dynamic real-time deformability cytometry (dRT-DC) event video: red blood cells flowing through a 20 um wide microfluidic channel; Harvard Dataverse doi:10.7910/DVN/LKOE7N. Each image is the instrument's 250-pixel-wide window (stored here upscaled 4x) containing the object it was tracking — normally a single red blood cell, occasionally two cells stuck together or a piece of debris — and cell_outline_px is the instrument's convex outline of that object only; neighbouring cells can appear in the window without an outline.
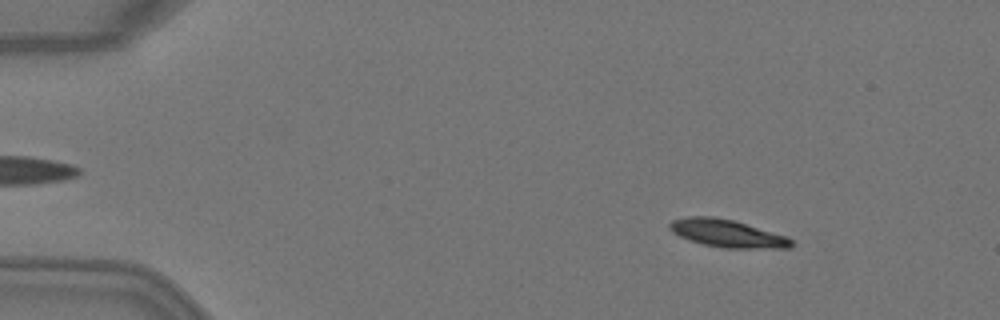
{"species": "Egyptian fruit bat (a non-hibernating species)", "species_latin": "Rousettus aegyptiacus", "temperature_condition": "warm", "stored_images_in_passage": 50, "camera_frame_rate_fps": 3000, "um_per_image_px": 0.085, "animal": {"sex": "female"}, "frame": {"image": 1, "passage_image": 7, "time_ms": 2.0, "image_size_px": [1000, 320], "cell_outline_px": [[792, 244], [788, 248], [724, 248], [704, 244], [688, 240], [672, 232], [668, 228], [668, 224], [672, 220], [688, 216], [712, 216], [732, 220], [788, 236], [792, 240]], "centroid_in_image_um": [61.78, 19.83], "position_along_channel_um": 23.2, "area_um2": 19.54}}
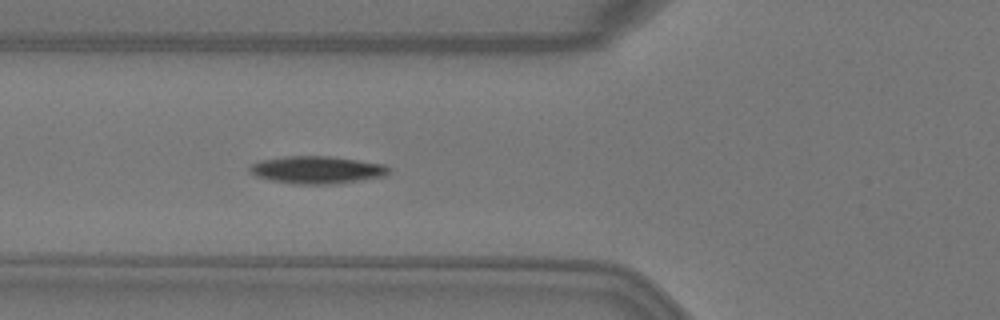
{"frame": {"image": 2, "passage_image": 19, "time_ms": 6.0, "image_size_px": [1000, 320], "cell_outline_px": [[392, 168], [384, 176], [336, 184], [292, 184], [272, 180], [256, 176], [248, 172], [248, 168], [252, 164], [260, 160], [284, 156], [328, 156], [384, 164]], "centroid_in_image_um": [26.91, 14.44], "position_along_channel_um": 98.9, "area_um2": 22.31}}
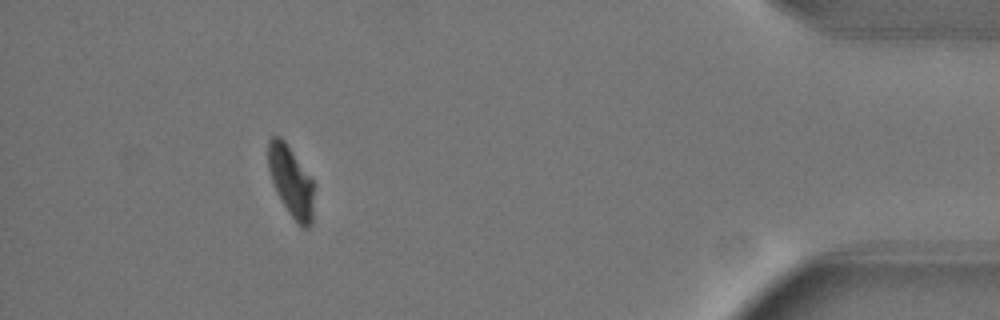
{"frame": {"image": 3, "passage_image": 46, "time_ms": 15.0, "image_size_px": [1000, 320], "cell_outline_px": [[312, 224], [308, 228], [300, 228], [296, 224], [284, 204], [272, 180], [268, 168], [268, 140], [272, 136], [280, 136], [284, 140], [312, 180]], "centroid_in_image_um": [24.72, 15.43], "position_along_channel_um": 410.5, "area_um2": 18.26}, "authors_computed_cell_mechanics": {"area_um2": 20.9814, "velocity_mm_per_s": 4.0546, "shape_relaxation_time_tau1_ms": 3.2328, "shape_relaxation_time_tau2_ms": null, "deformation_change_tau1": 0.1482, "deformation_change_tau2": null}}